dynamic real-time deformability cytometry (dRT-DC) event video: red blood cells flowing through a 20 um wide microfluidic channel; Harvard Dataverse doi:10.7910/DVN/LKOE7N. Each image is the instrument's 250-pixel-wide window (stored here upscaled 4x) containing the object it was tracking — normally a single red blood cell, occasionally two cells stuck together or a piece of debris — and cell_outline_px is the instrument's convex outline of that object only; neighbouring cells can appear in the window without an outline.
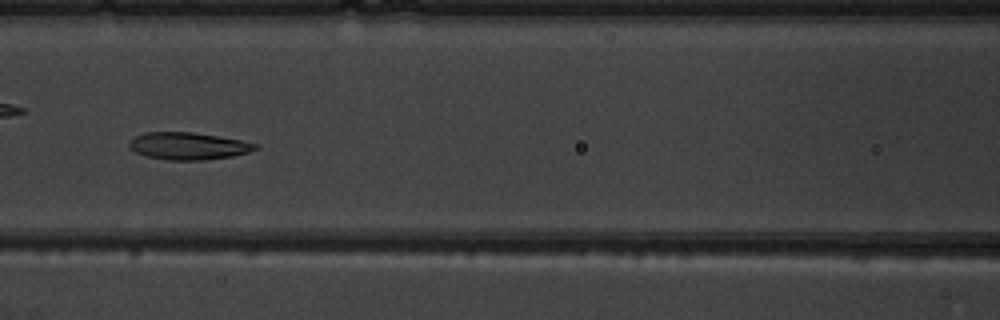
{"species": "common noctule bat (a hibernating species)", "species_latin": "Nyctalus noctula", "temperature_condition": "warm", "stored_images_in_passage": 8, "camera_frame_rate_fps": 3000, "um_per_image_px": 0.085, "animal": {"sex": "male", "body_mass_g": 19.5, "forearm_length_mm": 54.6}, "frame": {"image": 1, "passage_image": 6, "time_ms": 5.667, "image_size_px": [1000, 320], "cell_outline_px": [[260, 148], [248, 152], [232, 156], [204, 160], [168, 160], [148, 156], [136, 152], [128, 148], [128, 140], [144, 132], [192, 132], [240, 140], [260, 144]], "centroid_in_image_um": [15.99, 12.41], "position_along_channel_um": 150.6, "area_um2": 20.06}}
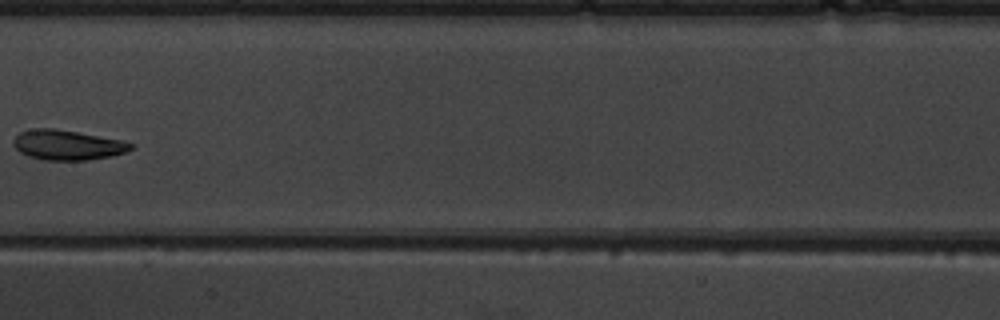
{"frame": {"image": 2, "passage_image": 7, "time_ms": 7.0, "image_size_px": [1000, 320], "cell_outline_px": [[136, 144], [132, 148], [124, 152], [112, 156], [88, 160], [44, 160], [28, 156], [20, 152], [12, 144], [12, 140], [20, 132], [32, 128], [52, 128], [76, 132], [120, 140]], "centroid_in_image_um": [5.7, 12.33], "position_along_channel_um": 201.7, "area_um2": 20.4}}
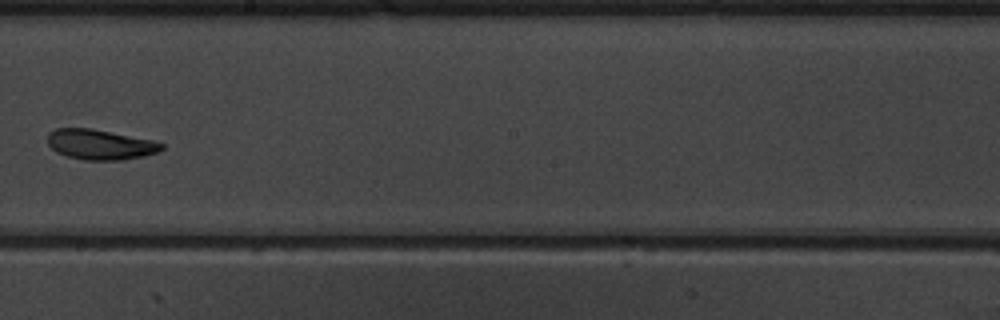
{"frame": {"image": 3, "passage_image": 8, "time_ms": 8.0, "image_size_px": [1000, 320], "cell_outline_px": [[164, 148], [156, 152], [144, 156], [120, 160], [84, 160], [68, 156], [56, 152], [48, 144], [48, 132], [56, 128], [92, 128], [152, 140], [164, 144]], "centroid_in_image_um": [8.5, 12.28], "position_along_channel_um": 239.7, "area_um2": 20.0}}